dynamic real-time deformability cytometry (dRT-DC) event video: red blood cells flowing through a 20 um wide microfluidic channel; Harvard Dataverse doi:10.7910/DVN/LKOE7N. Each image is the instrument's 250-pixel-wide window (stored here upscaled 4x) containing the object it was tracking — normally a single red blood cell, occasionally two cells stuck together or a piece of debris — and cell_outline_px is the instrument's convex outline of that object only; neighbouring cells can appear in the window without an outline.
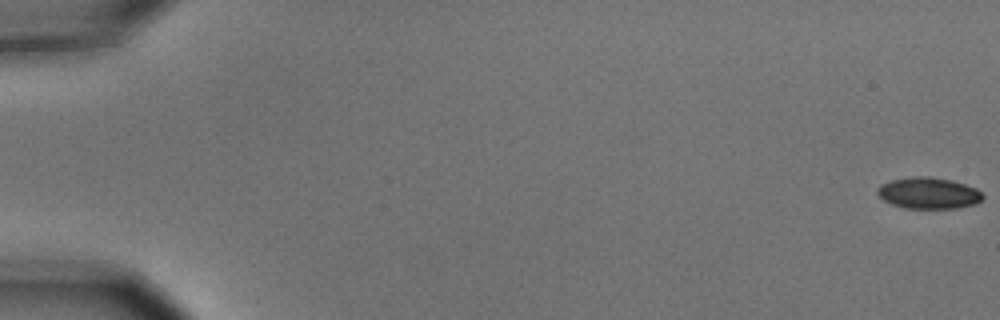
{"species": "common noctule bat (a hibernating species)", "species_latin": "Nyctalus noctula", "temperature_condition": "cold", "stored_images_in_passage": 6, "camera_frame_rate_fps": 3000, "um_per_image_px": 0.085, "animal": {"sex": "male", "body_mass_g": 15.6}, "frame": {"image": 1, "passage_image": 1, "time_ms": 0.0, "image_size_px": [1000, 320], "cell_outline_px": [[984, 196], [976, 204], [956, 208], [904, 208], [892, 204], [884, 200], [876, 192], [876, 188], [880, 184], [892, 180], [916, 176], [928, 176], [952, 180], [976, 188]], "centroid_in_image_um": [78.91, 16.41], "position_along_channel_um": 6.1, "area_um2": 19.19}}
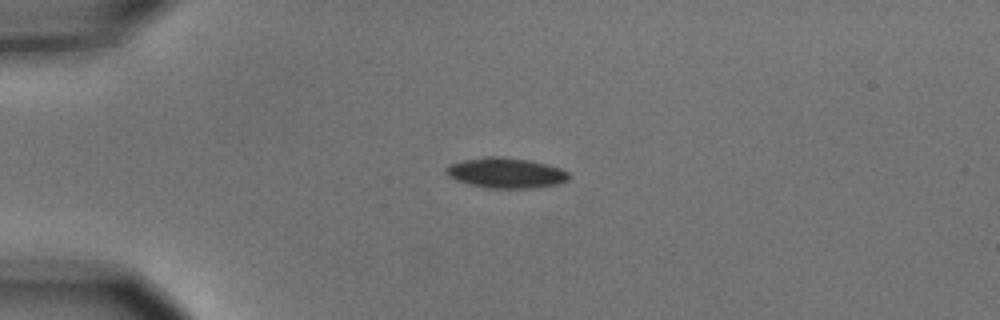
{"frame": {"image": 2, "passage_image": 5, "time_ms": 1.333, "image_size_px": [1000, 320], "cell_outline_px": [[568, 180], [556, 184], [528, 188], [484, 188], [468, 184], [456, 180], [448, 176], [444, 172], [444, 168], [448, 164], [464, 160], [484, 156], [500, 156], [528, 160], [548, 164], [560, 168], [568, 172]], "centroid_in_image_um": [42.93, 14.69], "position_along_channel_um": 42.1, "area_um2": 21.79}}